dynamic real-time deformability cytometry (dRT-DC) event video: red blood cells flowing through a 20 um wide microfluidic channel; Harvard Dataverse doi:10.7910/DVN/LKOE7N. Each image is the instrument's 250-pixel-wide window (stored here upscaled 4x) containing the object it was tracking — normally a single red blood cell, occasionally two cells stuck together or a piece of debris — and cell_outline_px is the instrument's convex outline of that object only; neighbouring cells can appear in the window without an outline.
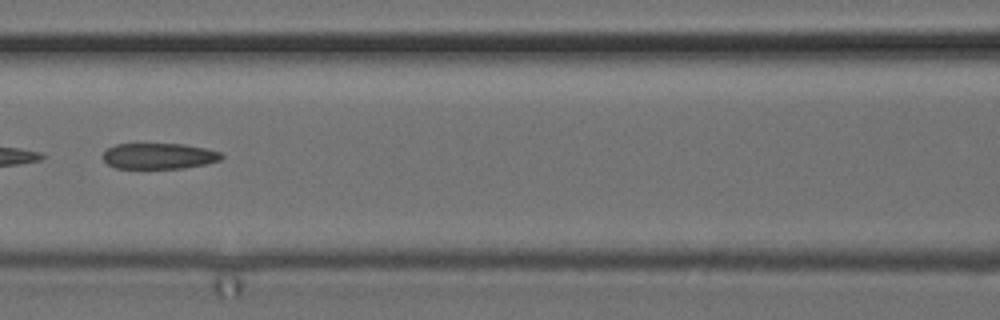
{"species": "common noctule bat (a hibernating species)", "species_latin": "Nyctalus noctula", "temperature_condition": "cold", "stored_images_in_passage": 33, "camera_frame_rate_fps": 3000, "um_per_image_px": 0.085, "animal": {"sex": "female", "body_mass_g": 24.6, "forearm_length_mm": 56.2}, "frame": {"image": 1, "passage_image": 24, "time_ms": 7.667, "image_size_px": [1000, 320], "cell_outline_px": [[224, 156], [220, 160], [204, 164], [184, 168], [116, 168], [108, 164], [100, 156], [108, 148], [116, 144], [184, 144], [204, 148], [220, 152]], "centroid_in_image_um": [13.49, 13.26], "position_along_channel_um": 153.1, "area_um2": 17.8}}